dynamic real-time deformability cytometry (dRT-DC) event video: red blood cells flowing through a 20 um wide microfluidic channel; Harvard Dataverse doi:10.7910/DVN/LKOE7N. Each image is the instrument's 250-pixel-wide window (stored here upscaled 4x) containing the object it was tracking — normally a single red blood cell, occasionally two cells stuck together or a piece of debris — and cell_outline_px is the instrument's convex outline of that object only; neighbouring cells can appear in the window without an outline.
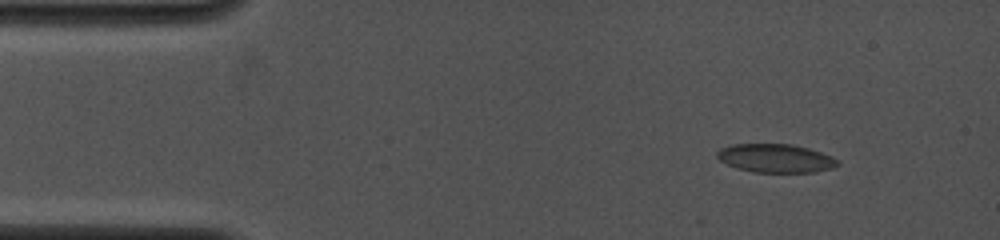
{"species": "common noctule bat (a hibernating species)", "species_latin": "Nyctalus noctula", "temperature_condition": "cold", "stored_images_in_passage": 8, "camera_frame_rate_fps": 4000, "um_per_image_px": 0.085, "animal": {"sex": "female", "body_mass_g": 19.0, "forearm_length_mm": 53.3}, "frame": {"image": 1, "passage_image": 1, "time_ms": 0.0, "image_size_px": [1000, 240], "cell_outline_px": [[840, 164], [832, 168], [816, 172], [752, 172], [736, 168], [720, 160], [716, 156], [716, 152], [720, 148], [732, 144], [792, 144], [808, 148], [832, 156], [840, 160]], "centroid_in_image_um": [65.94, 13.45], "position_along_channel_um": 19.1, "area_um2": 20.17}}